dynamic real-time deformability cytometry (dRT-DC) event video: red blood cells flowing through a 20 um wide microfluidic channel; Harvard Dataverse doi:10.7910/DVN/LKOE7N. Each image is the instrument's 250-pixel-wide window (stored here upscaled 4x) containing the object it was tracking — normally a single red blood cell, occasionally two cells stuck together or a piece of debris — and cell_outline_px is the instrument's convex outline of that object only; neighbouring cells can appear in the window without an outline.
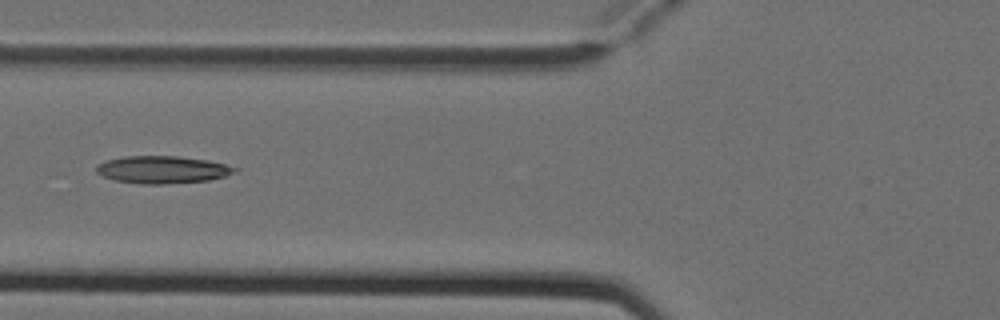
{"species": "Egyptian fruit bat (a non-hibernating species)", "species_latin": "Rousettus aegyptiacus", "temperature_condition": "cold", "stored_images_in_passage": 7, "camera_frame_rate_fps": 3000, "um_per_image_px": 0.085, "animal": {"sex": "female"}, "frame": {"image": 1, "passage_image": 6, "time_ms": 1.667, "image_size_px": [1000, 320], "cell_outline_px": [[240, 172], [208, 180], [164, 184], [140, 184], [116, 180], [104, 176], [96, 172], [96, 164], [104, 160], [124, 156], [176, 156], [208, 160], [240, 168]], "centroid_in_image_um": [13.82, 14.41], "position_along_channel_um": 112.0, "area_um2": 22.25}}
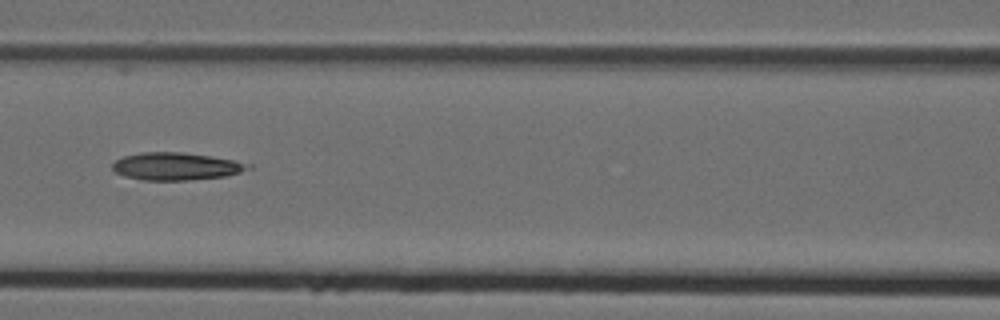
{"frame": {"image": 2, "passage_image": 7, "time_ms": 2.0, "image_size_px": [1000, 320], "cell_outline_px": [[252, 168], [240, 172], [224, 176], [184, 180], [140, 180], [124, 176], [116, 172], [112, 168], [112, 164], [116, 160], [124, 156], [140, 152], [184, 152], [232, 160], [252, 164]], "centroid_in_image_um": [14.94, 14.13], "position_along_channel_um": 151.7, "area_um2": 21.62}}